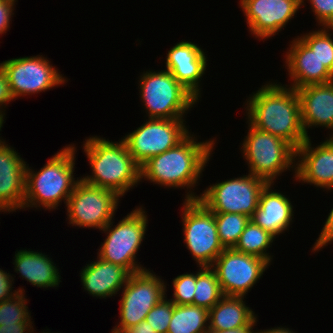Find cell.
Returning <instances> with one entry per match:
<instances>
[{
    "instance_id": "9a60e30c",
    "label": "cell",
    "mask_w": 333,
    "mask_h": 333,
    "mask_svg": "<svg viewBox=\"0 0 333 333\" xmlns=\"http://www.w3.org/2000/svg\"><path fill=\"white\" fill-rule=\"evenodd\" d=\"M251 35L267 40L293 20L301 0H240Z\"/></svg>"
},
{
    "instance_id": "1f68e13d",
    "label": "cell",
    "mask_w": 333,
    "mask_h": 333,
    "mask_svg": "<svg viewBox=\"0 0 333 333\" xmlns=\"http://www.w3.org/2000/svg\"><path fill=\"white\" fill-rule=\"evenodd\" d=\"M173 309L174 303L166 296L149 311L145 320L157 333H167Z\"/></svg>"
},
{
    "instance_id": "f35d334b",
    "label": "cell",
    "mask_w": 333,
    "mask_h": 333,
    "mask_svg": "<svg viewBox=\"0 0 333 333\" xmlns=\"http://www.w3.org/2000/svg\"><path fill=\"white\" fill-rule=\"evenodd\" d=\"M121 333H157L151 325L146 321H141L139 324L125 328Z\"/></svg>"
},
{
    "instance_id": "4dcf8cb0",
    "label": "cell",
    "mask_w": 333,
    "mask_h": 333,
    "mask_svg": "<svg viewBox=\"0 0 333 333\" xmlns=\"http://www.w3.org/2000/svg\"><path fill=\"white\" fill-rule=\"evenodd\" d=\"M197 272L178 275L173 279V298L170 299L176 305H193Z\"/></svg>"
},
{
    "instance_id": "4316f807",
    "label": "cell",
    "mask_w": 333,
    "mask_h": 333,
    "mask_svg": "<svg viewBox=\"0 0 333 333\" xmlns=\"http://www.w3.org/2000/svg\"><path fill=\"white\" fill-rule=\"evenodd\" d=\"M193 305L210 310L223 296L216 273L210 266H199Z\"/></svg>"
},
{
    "instance_id": "d6986e66",
    "label": "cell",
    "mask_w": 333,
    "mask_h": 333,
    "mask_svg": "<svg viewBox=\"0 0 333 333\" xmlns=\"http://www.w3.org/2000/svg\"><path fill=\"white\" fill-rule=\"evenodd\" d=\"M289 47L285 55V68L293 83L288 86L298 89L307 85L333 81V74L298 36L291 41Z\"/></svg>"
},
{
    "instance_id": "60d3db41",
    "label": "cell",
    "mask_w": 333,
    "mask_h": 333,
    "mask_svg": "<svg viewBox=\"0 0 333 333\" xmlns=\"http://www.w3.org/2000/svg\"><path fill=\"white\" fill-rule=\"evenodd\" d=\"M256 333H296L295 331L293 332V330H290L289 328H285V327H274L271 329H266V330H256Z\"/></svg>"
},
{
    "instance_id": "7402d4cb",
    "label": "cell",
    "mask_w": 333,
    "mask_h": 333,
    "mask_svg": "<svg viewBox=\"0 0 333 333\" xmlns=\"http://www.w3.org/2000/svg\"><path fill=\"white\" fill-rule=\"evenodd\" d=\"M86 265L80 273L82 286L88 294L99 299L118 294L131 275L124 267L104 261L98 256L96 261Z\"/></svg>"
},
{
    "instance_id": "8992f818",
    "label": "cell",
    "mask_w": 333,
    "mask_h": 333,
    "mask_svg": "<svg viewBox=\"0 0 333 333\" xmlns=\"http://www.w3.org/2000/svg\"><path fill=\"white\" fill-rule=\"evenodd\" d=\"M247 124L249 128L241 151L249 173L268 183H274L280 174L291 168L296 173V149L282 138Z\"/></svg>"
},
{
    "instance_id": "5b68a950",
    "label": "cell",
    "mask_w": 333,
    "mask_h": 333,
    "mask_svg": "<svg viewBox=\"0 0 333 333\" xmlns=\"http://www.w3.org/2000/svg\"><path fill=\"white\" fill-rule=\"evenodd\" d=\"M140 100L148 118L183 119L198 99L167 69L145 71L139 76Z\"/></svg>"
},
{
    "instance_id": "603a6c76",
    "label": "cell",
    "mask_w": 333,
    "mask_h": 333,
    "mask_svg": "<svg viewBox=\"0 0 333 333\" xmlns=\"http://www.w3.org/2000/svg\"><path fill=\"white\" fill-rule=\"evenodd\" d=\"M13 264L15 272L20 273L31 285L40 288L58 287L60 282L59 268L52 258L42 252L19 250L15 252Z\"/></svg>"
},
{
    "instance_id": "74e56055",
    "label": "cell",
    "mask_w": 333,
    "mask_h": 333,
    "mask_svg": "<svg viewBox=\"0 0 333 333\" xmlns=\"http://www.w3.org/2000/svg\"><path fill=\"white\" fill-rule=\"evenodd\" d=\"M31 320L32 318L25 323L0 325V333H34Z\"/></svg>"
},
{
    "instance_id": "83f0119b",
    "label": "cell",
    "mask_w": 333,
    "mask_h": 333,
    "mask_svg": "<svg viewBox=\"0 0 333 333\" xmlns=\"http://www.w3.org/2000/svg\"><path fill=\"white\" fill-rule=\"evenodd\" d=\"M218 238L224 249L234 248L250 217L237 213H214Z\"/></svg>"
},
{
    "instance_id": "ab89813d",
    "label": "cell",
    "mask_w": 333,
    "mask_h": 333,
    "mask_svg": "<svg viewBox=\"0 0 333 333\" xmlns=\"http://www.w3.org/2000/svg\"><path fill=\"white\" fill-rule=\"evenodd\" d=\"M253 328L254 327H240L237 329H230L224 331H209V333H256Z\"/></svg>"
},
{
    "instance_id": "f1b7e54d",
    "label": "cell",
    "mask_w": 333,
    "mask_h": 333,
    "mask_svg": "<svg viewBox=\"0 0 333 333\" xmlns=\"http://www.w3.org/2000/svg\"><path fill=\"white\" fill-rule=\"evenodd\" d=\"M333 27H322L298 36L333 74ZM332 37V38H331Z\"/></svg>"
},
{
    "instance_id": "277c9868",
    "label": "cell",
    "mask_w": 333,
    "mask_h": 333,
    "mask_svg": "<svg viewBox=\"0 0 333 333\" xmlns=\"http://www.w3.org/2000/svg\"><path fill=\"white\" fill-rule=\"evenodd\" d=\"M75 144L57 151L39 171L26 165L25 197L23 208L41 207L57 209L63 200L67 204L79 178L75 180ZM35 172V173H34Z\"/></svg>"
},
{
    "instance_id": "ac0fdd59",
    "label": "cell",
    "mask_w": 333,
    "mask_h": 333,
    "mask_svg": "<svg viewBox=\"0 0 333 333\" xmlns=\"http://www.w3.org/2000/svg\"><path fill=\"white\" fill-rule=\"evenodd\" d=\"M27 162L7 143L0 146V212L23 209Z\"/></svg>"
},
{
    "instance_id": "836d02e7",
    "label": "cell",
    "mask_w": 333,
    "mask_h": 333,
    "mask_svg": "<svg viewBox=\"0 0 333 333\" xmlns=\"http://www.w3.org/2000/svg\"><path fill=\"white\" fill-rule=\"evenodd\" d=\"M333 241V208L331 209L325 224L316 239L314 246L312 247V252L319 251L321 248L327 246Z\"/></svg>"
},
{
    "instance_id": "e0dca14e",
    "label": "cell",
    "mask_w": 333,
    "mask_h": 333,
    "mask_svg": "<svg viewBox=\"0 0 333 333\" xmlns=\"http://www.w3.org/2000/svg\"><path fill=\"white\" fill-rule=\"evenodd\" d=\"M174 45L168 50L165 69L199 100V83L206 71L207 56L196 43L181 41Z\"/></svg>"
},
{
    "instance_id": "cb8c5ba5",
    "label": "cell",
    "mask_w": 333,
    "mask_h": 333,
    "mask_svg": "<svg viewBox=\"0 0 333 333\" xmlns=\"http://www.w3.org/2000/svg\"><path fill=\"white\" fill-rule=\"evenodd\" d=\"M245 297L223 296L209 310V331H224L240 327H254L257 315L246 306Z\"/></svg>"
},
{
    "instance_id": "44dd1931",
    "label": "cell",
    "mask_w": 333,
    "mask_h": 333,
    "mask_svg": "<svg viewBox=\"0 0 333 333\" xmlns=\"http://www.w3.org/2000/svg\"><path fill=\"white\" fill-rule=\"evenodd\" d=\"M274 183H268L262 190L259 204L251 220L265 231L276 236L291 226L294 218L292 202L281 192L272 190Z\"/></svg>"
},
{
    "instance_id": "b9f144b4",
    "label": "cell",
    "mask_w": 333,
    "mask_h": 333,
    "mask_svg": "<svg viewBox=\"0 0 333 333\" xmlns=\"http://www.w3.org/2000/svg\"><path fill=\"white\" fill-rule=\"evenodd\" d=\"M5 123V121L4 120H2L1 122H0V131H1V128L3 127V124ZM1 135V134H0ZM1 138V137H0ZM3 139H0V146L5 142V140H3Z\"/></svg>"
},
{
    "instance_id": "f546056e",
    "label": "cell",
    "mask_w": 333,
    "mask_h": 333,
    "mask_svg": "<svg viewBox=\"0 0 333 333\" xmlns=\"http://www.w3.org/2000/svg\"><path fill=\"white\" fill-rule=\"evenodd\" d=\"M25 293L18 292L12 298L0 302V325L25 323L31 318Z\"/></svg>"
},
{
    "instance_id": "2e32d148",
    "label": "cell",
    "mask_w": 333,
    "mask_h": 333,
    "mask_svg": "<svg viewBox=\"0 0 333 333\" xmlns=\"http://www.w3.org/2000/svg\"><path fill=\"white\" fill-rule=\"evenodd\" d=\"M312 147L311 139L296 150L295 180L326 190L333 189V137Z\"/></svg>"
},
{
    "instance_id": "3957f363",
    "label": "cell",
    "mask_w": 333,
    "mask_h": 333,
    "mask_svg": "<svg viewBox=\"0 0 333 333\" xmlns=\"http://www.w3.org/2000/svg\"><path fill=\"white\" fill-rule=\"evenodd\" d=\"M83 150L92 175L80 179L90 185L114 191L122 197L141 182L140 165L128 151L125 142H112L100 136L85 139Z\"/></svg>"
},
{
    "instance_id": "5bb4252c",
    "label": "cell",
    "mask_w": 333,
    "mask_h": 333,
    "mask_svg": "<svg viewBox=\"0 0 333 333\" xmlns=\"http://www.w3.org/2000/svg\"><path fill=\"white\" fill-rule=\"evenodd\" d=\"M270 265L260 257L231 248L224 249L210 267L216 273L224 296L244 297Z\"/></svg>"
},
{
    "instance_id": "52a82bcc",
    "label": "cell",
    "mask_w": 333,
    "mask_h": 333,
    "mask_svg": "<svg viewBox=\"0 0 333 333\" xmlns=\"http://www.w3.org/2000/svg\"><path fill=\"white\" fill-rule=\"evenodd\" d=\"M146 211L137 206L113 226L111 220L101 231L107 236L97 256L104 261L124 267L130 274L145 270L136 260V254L143 243L147 230Z\"/></svg>"
},
{
    "instance_id": "d4e9b609",
    "label": "cell",
    "mask_w": 333,
    "mask_h": 333,
    "mask_svg": "<svg viewBox=\"0 0 333 333\" xmlns=\"http://www.w3.org/2000/svg\"><path fill=\"white\" fill-rule=\"evenodd\" d=\"M167 333H209V310L192 304H174Z\"/></svg>"
},
{
    "instance_id": "6da1fadb",
    "label": "cell",
    "mask_w": 333,
    "mask_h": 333,
    "mask_svg": "<svg viewBox=\"0 0 333 333\" xmlns=\"http://www.w3.org/2000/svg\"><path fill=\"white\" fill-rule=\"evenodd\" d=\"M245 105L247 122L256 129L282 138L296 150L306 141L296 89L267 82Z\"/></svg>"
},
{
    "instance_id": "9c48e42d",
    "label": "cell",
    "mask_w": 333,
    "mask_h": 333,
    "mask_svg": "<svg viewBox=\"0 0 333 333\" xmlns=\"http://www.w3.org/2000/svg\"><path fill=\"white\" fill-rule=\"evenodd\" d=\"M267 184L264 179L249 173L209 185L198 200L214 213H237L251 218Z\"/></svg>"
},
{
    "instance_id": "d6a6232c",
    "label": "cell",
    "mask_w": 333,
    "mask_h": 333,
    "mask_svg": "<svg viewBox=\"0 0 333 333\" xmlns=\"http://www.w3.org/2000/svg\"><path fill=\"white\" fill-rule=\"evenodd\" d=\"M319 26L333 27V0H308ZM304 0H301V7Z\"/></svg>"
},
{
    "instance_id": "d590c367",
    "label": "cell",
    "mask_w": 333,
    "mask_h": 333,
    "mask_svg": "<svg viewBox=\"0 0 333 333\" xmlns=\"http://www.w3.org/2000/svg\"><path fill=\"white\" fill-rule=\"evenodd\" d=\"M13 100L15 99L11 93L7 75L0 65V118L2 120H4L6 115L3 107L6 108L7 104Z\"/></svg>"
},
{
    "instance_id": "484cf974",
    "label": "cell",
    "mask_w": 333,
    "mask_h": 333,
    "mask_svg": "<svg viewBox=\"0 0 333 333\" xmlns=\"http://www.w3.org/2000/svg\"><path fill=\"white\" fill-rule=\"evenodd\" d=\"M274 239L276 238L272 234L250 220L233 249L241 253L260 257L270 264L273 256L266 251L271 247Z\"/></svg>"
},
{
    "instance_id": "7a4b0ae2",
    "label": "cell",
    "mask_w": 333,
    "mask_h": 333,
    "mask_svg": "<svg viewBox=\"0 0 333 333\" xmlns=\"http://www.w3.org/2000/svg\"><path fill=\"white\" fill-rule=\"evenodd\" d=\"M215 146L214 139L198 142L191 133L177 146L149 158L140 166V179L164 188H187L185 200H197L194 187L200 180Z\"/></svg>"
},
{
    "instance_id": "30bf717a",
    "label": "cell",
    "mask_w": 333,
    "mask_h": 333,
    "mask_svg": "<svg viewBox=\"0 0 333 333\" xmlns=\"http://www.w3.org/2000/svg\"><path fill=\"white\" fill-rule=\"evenodd\" d=\"M149 270L145 269L129 276L122 288L120 322L111 329L112 331L121 333L125 328L144 321L149 311L167 296V283Z\"/></svg>"
},
{
    "instance_id": "e575fe53",
    "label": "cell",
    "mask_w": 333,
    "mask_h": 333,
    "mask_svg": "<svg viewBox=\"0 0 333 333\" xmlns=\"http://www.w3.org/2000/svg\"><path fill=\"white\" fill-rule=\"evenodd\" d=\"M14 277L11 274L3 271L0 268V302L4 300H8L16 295L18 292L24 293L25 290L23 288H18L17 290H13ZM13 290V292H12Z\"/></svg>"
},
{
    "instance_id": "4fadbf2b",
    "label": "cell",
    "mask_w": 333,
    "mask_h": 333,
    "mask_svg": "<svg viewBox=\"0 0 333 333\" xmlns=\"http://www.w3.org/2000/svg\"><path fill=\"white\" fill-rule=\"evenodd\" d=\"M0 65L7 75L15 100L21 96L45 92L67 81L42 55L12 58Z\"/></svg>"
},
{
    "instance_id": "7c38bea8",
    "label": "cell",
    "mask_w": 333,
    "mask_h": 333,
    "mask_svg": "<svg viewBox=\"0 0 333 333\" xmlns=\"http://www.w3.org/2000/svg\"><path fill=\"white\" fill-rule=\"evenodd\" d=\"M184 122V119L148 118L122 140L131 156L141 166L149 158L177 146L191 133Z\"/></svg>"
},
{
    "instance_id": "ffe728a7",
    "label": "cell",
    "mask_w": 333,
    "mask_h": 333,
    "mask_svg": "<svg viewBox=\"0 0 333 333\" xmlns=\"http://www.w3.org/2000/svg\"><path fill=\"white\" fill-rule=\"evenodd\" d=\"M300 100L301 123L308 137V129L325 127L333 131V81L312 84L296 89ZM329 134V137H333Z\"/></svg>"
},
{
    "instance_id": "ba28073f",
    "label": "cell",
    "mask_w": 333,
    "mask_h": 333,
    "mask_svg": "<svg viewBox=\"0 0 333 333\" xmlns=\"http://www.w3.org/2000/svg\"><path fill=\"white\" fill-rule=\"evenodd\" d=\"M182 209L183 235L186 248L199 266H211L223 252L214 212L200 200H185Z\"/></svg>"
},
{
    "instance_id": "8d00e7d4",
    "label": "cell",
    "mask_w": 333,
    "mask_h": 333,
    "mask_svg": "<svg viewBox=\"0 0 333 333\" xmlns=\"http://www.w3.org/2000/svg\"><path fill=\"white\" fill-rule=\"evenodd\" d=\"M17 0H0V34H4L10 28L11 17L14 15V6Z\"/></svg>"
},
{
    "instance_id": "8fae6325",
    "label": "cell",
    "mask_w": 333,
    "mask_h": 333,
    "mask_svg": "<svg viewBox=\"0 0 333 333\" xmlns=\"http://www.w3.org/2000/svg\"><path fill=\"white\" fill-rule=\"evenodd\" d=\"M120 198L112 190L90 185L80 179L66 204L69 224L102 230L114 219Z\"/></svg>"
}]
</instances>
